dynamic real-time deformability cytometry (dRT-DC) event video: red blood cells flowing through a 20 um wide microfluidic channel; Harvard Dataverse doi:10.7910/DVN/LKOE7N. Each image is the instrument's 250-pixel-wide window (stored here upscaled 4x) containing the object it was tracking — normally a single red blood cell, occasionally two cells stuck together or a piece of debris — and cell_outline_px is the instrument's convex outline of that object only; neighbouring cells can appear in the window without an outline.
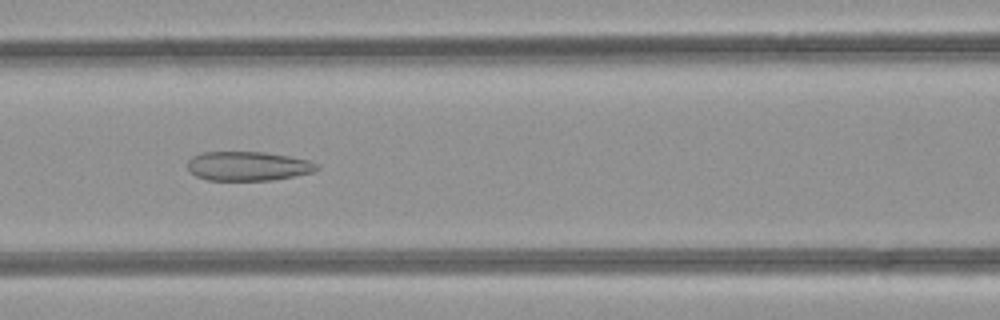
{"species": "common noctule bat (a hibernating species)", "species_latin": "Nyctalus noctula", "temperature_condition": "room temperature", "stored_images_in_passage": 42, "camera_frame_rate_fps": 3000, "um_per_image_px": 0.085, "animal": {"sex": "female", "body_mass_g": 21.9}, "frame": {"image": 1, "passage_image": 17, "time_ms": 5.333, "image_size_px": [1000, 320], "cell_outline_px": [[320, 168], [312, 172], [272, 180], [208, 180], [196, 176], [188, 172], [188, 160], [192, 156], [204, 152], [264, 152], [288, 156], [308, 160], [316, 164]], "centroid_in_image_um": [21.03, 14.12], "position_along_channel_um": 145.6, "area_um2": 21.91}}
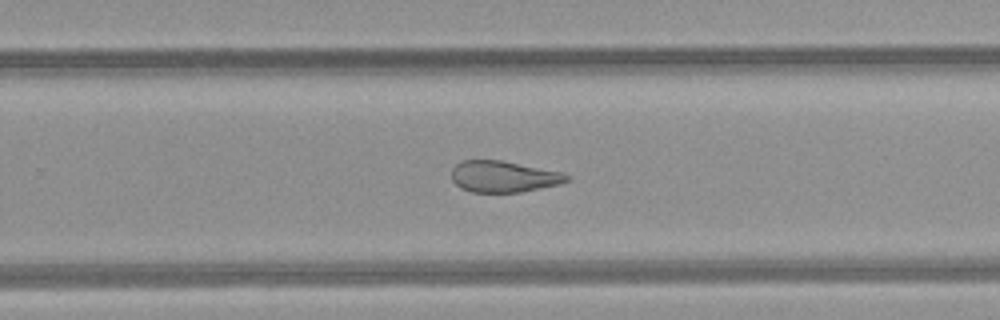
{"frame": {"image": 2, "passage_image": 27, "time_ms": 8.667, "image_size_px": [1000, 320], "cell_outline_px": [[572, 180], [560, 184], [520, 192], [472, 192], [460, 188], [452, 180], [452, 168], [460, 160], [500, 160], [560, 172], [572, 176]], "centroid_in_image_um": [42.8, 15.01], "position_along_channel_um": 287.0, "area_um2": 21.04}}
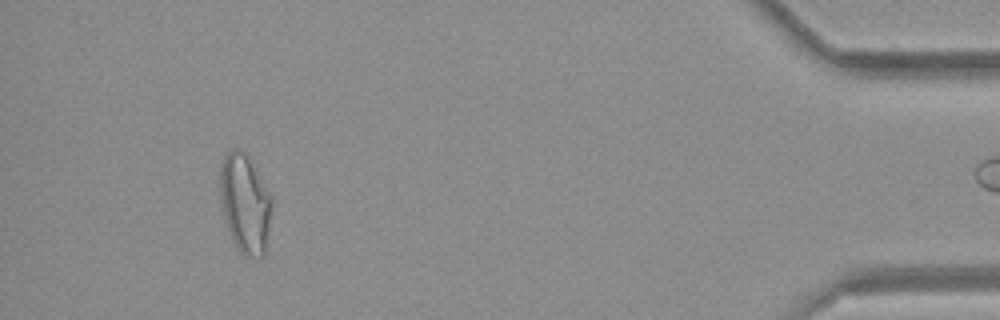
{"frame": {"image": 3, "passage_image": 41, "time_ms": 13.333, "image_size_px": [1000, 320], "cell_outline_px": [[272, 200], [264, 256], [244, 256], [236, 248], [232, 240], [224, 216], [220, 200], [220, 168], [224, 156], [232, 148], [240, 148], [248, 152]], "centroid_in_image_um": [20.8, 17.24], "position_along_channel_um": 414.4, "area_um2": 29.77}}